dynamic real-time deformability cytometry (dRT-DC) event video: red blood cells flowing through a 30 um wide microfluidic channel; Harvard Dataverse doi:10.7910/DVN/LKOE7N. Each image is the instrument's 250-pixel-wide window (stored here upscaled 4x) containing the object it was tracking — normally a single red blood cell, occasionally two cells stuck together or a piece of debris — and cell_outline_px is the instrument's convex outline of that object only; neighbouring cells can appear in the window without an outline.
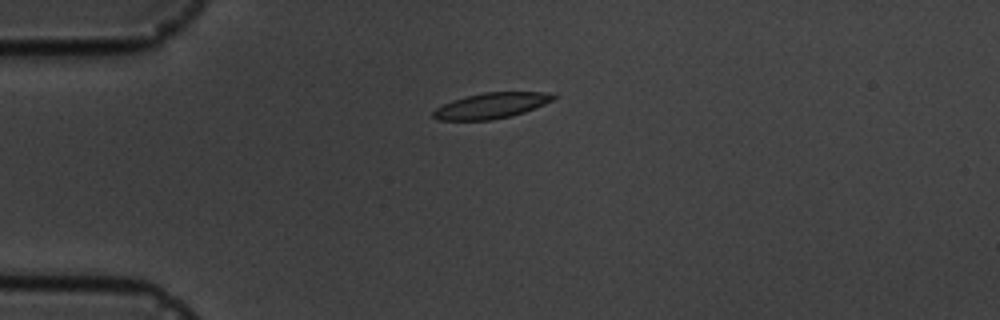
{"species": "common noctule bat (a hibernating species)", "species_latin": "Nyctalus noctula", "temperature_condition": "cold", "stored_images_in_passage": 2, "camera_frame_rate_fps": 3000, "um_per_image_px": 0.085, "animal": {"sex": "male", "body_mass_g": 19.5, "forearm_length_mm": 54.6}, "frame": {"image": 1, "passage_image": 1, "time_ms": 0.0, "image_size_px": [1000, 320], "cell_outline_px": [[560, 96], [544, 104], [524, 112], [512, 116], [492, 120], [436, 120], [432, 116], [432, 112], [436, 108], [452, 100], [484, 92], [548, 92]], "centroid_in_image_um": [41.77, 8.98], "position_along_channel_um": 43.2, "area_um2": 17.98}}